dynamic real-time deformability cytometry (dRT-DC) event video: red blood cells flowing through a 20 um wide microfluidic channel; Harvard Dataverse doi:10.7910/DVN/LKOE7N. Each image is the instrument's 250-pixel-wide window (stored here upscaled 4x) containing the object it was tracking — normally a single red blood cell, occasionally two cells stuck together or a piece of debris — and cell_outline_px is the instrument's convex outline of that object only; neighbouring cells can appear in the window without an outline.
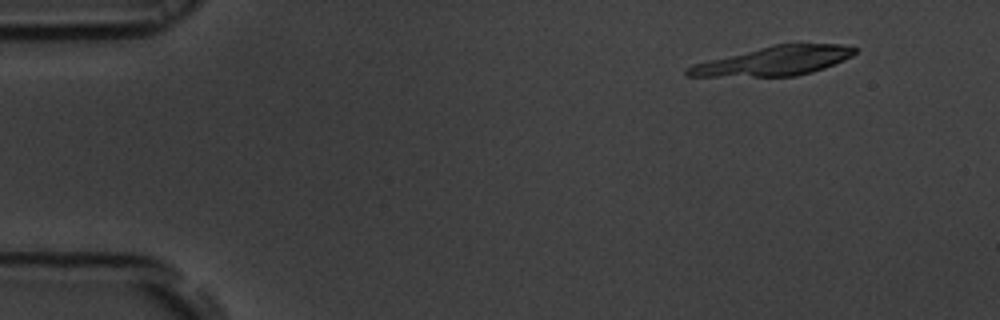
{"species": "common noctule bat (a hibernating species)", "species_latin": "Nyctalus noctula", "temperature_condition": "room temperature", "stored_images_in_passage": 8, "camera_frame_rate_fps": 3000, "um_per_image_px": 0.085, "animal": {"sex": "male", "body_mass_g": 19.5, "forearm_length_mm": 54.6}, "frame": {"image": 1, "passage_image": 1, "time_ms": 0.0, "image_size_px": [1000, 320], "cell_outline_px": [[856, 52], [852, 56], [844, 60], [824, 68], [812, 72], [796, 76], [688, 76], [684, 72], [684, 68], [692, 64], [708, 60], [776, 44], [840, 44], [856, 48]], "centroid_in_image_um": [65.78, 5.18], "position_along_channel_um": 19.2, "area_um2": 28.03}}